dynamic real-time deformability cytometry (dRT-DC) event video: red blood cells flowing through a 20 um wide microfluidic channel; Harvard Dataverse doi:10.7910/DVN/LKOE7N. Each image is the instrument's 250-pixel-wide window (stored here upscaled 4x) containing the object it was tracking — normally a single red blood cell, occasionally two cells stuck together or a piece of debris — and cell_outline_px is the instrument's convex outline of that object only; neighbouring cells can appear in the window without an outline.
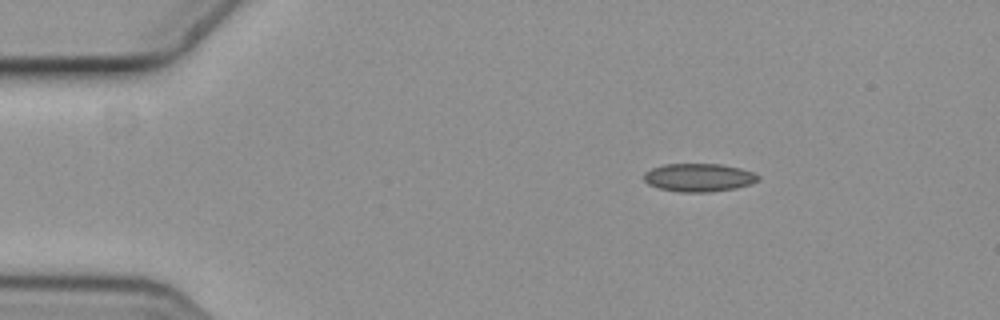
{"species": "common noctule bat (a hibernating species)", "species_latin": "Nyctalus noctula", "temperature_condition": "cold", "stored_images_in_passage": 4, "camera_frame_rate_fps": 3000, "um_per_image_px": 0.085, "animal": {"sex": "female", "body_mass_g": 19.3, "forearm_length_mm": 54.1}, "frame": {"image": 1, "passage_image": 1, "time_ms": 0.0, "image_size_px": [1000, 320], "cell_outline_px": [[760, 180], [752, 184], [736, 188], [708, 192], [680, 192], [660, 188], [648, 184], [644, 180], [644, 172], [652, 168], [664, 164], [720, 164], [740, 168], [752, 172], [760, 176]], "centroid_in_image_um": [59.42, 15.09], "position_along_channel_um": 25.6, "area_um2": 18.79}}
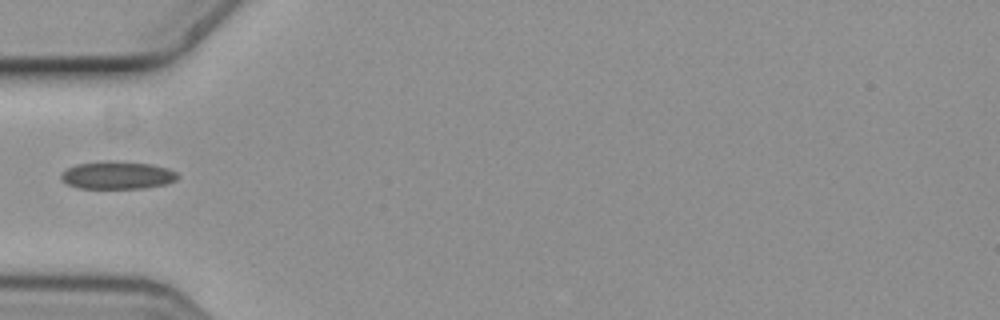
{"frame": {"image": 2, "passage_image": 4, "time_ms": 1.0, "image_size_px": [1000, 320], "cell_outline_px": [[180, 176], [176, 180], [164, 184], [144, 188], [80, 188], [68, 184], [60, 176], [68, 168], [76, 164], [104, 160], [116, 160], [152, 164], [168, 168], [176, 172]], "centroid_in_image_um": [10.01, 14.87], "position_along_channel_um": 75.0, "area_um2": 18.9}}